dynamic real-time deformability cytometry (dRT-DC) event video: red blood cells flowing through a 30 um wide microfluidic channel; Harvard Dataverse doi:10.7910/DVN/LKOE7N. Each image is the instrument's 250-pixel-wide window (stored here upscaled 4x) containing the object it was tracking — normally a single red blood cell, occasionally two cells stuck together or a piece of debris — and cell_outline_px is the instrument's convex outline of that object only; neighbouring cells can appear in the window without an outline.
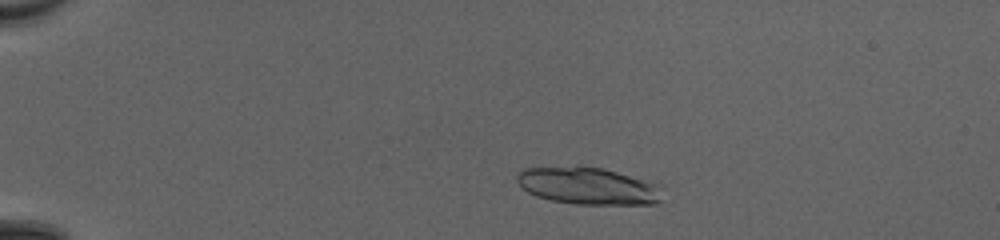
{"species": "common noctule bat (a hibernating species)", "species_latin": "Nyctalus noctula", "temperature_condition": "cold", "stored_images_in_passage": 9, "camera_frame_rate_fps": 3000, "um_per_image_px": 0.085, "animal": {"sex": "female", "body_mass_g": 20.0, "forearm_length_mm": 54.0}, "frame": {"image": 1, "passage_image": 6, "time_ms": 1.667, "image_size_px": [1000, 240], "cell_outline_px": [[664, 184], [660, 200], [656, 204], [576, 204], [552, 200], [536, 196], [528, 192], [516, 180], [516, 176], [524, 168], [576, 164], [600, 168]], "centroid_in_image_um": [50.02, 15.78], "position_along_channel_um": 35.0, "area_um2": 32.08}}